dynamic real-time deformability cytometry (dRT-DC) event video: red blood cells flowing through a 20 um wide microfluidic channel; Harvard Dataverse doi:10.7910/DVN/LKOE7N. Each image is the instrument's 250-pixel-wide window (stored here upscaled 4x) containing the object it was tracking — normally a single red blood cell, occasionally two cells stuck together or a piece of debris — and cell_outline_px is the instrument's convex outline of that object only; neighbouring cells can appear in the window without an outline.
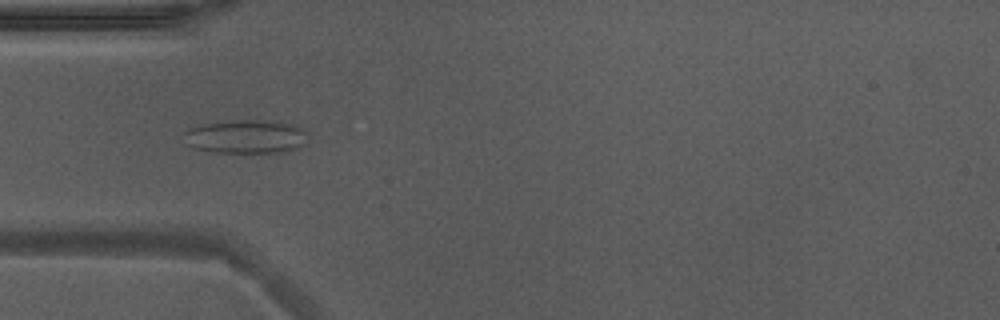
{"species": "Egyptian fruit bat (a non-hibernating species)", "species_latin": "Rousettus aegyptiacus", "temperature_condition": "warm", "stored_images_in_passage": 51, "camera_frame_rate_fps": 3000, "um_per_image_px": 0.085, "animal": {"sex": "male"}, "frame": {"image": 1, "passage_image": 15, "time_ms": 4.667, "image_size_px": [1000, 320], "cell_outline_px": [[308, 132], [304, 144], [300, 148], [288, 152], [216, 152], [196, 148], [188, 144], [184, 132], [192, 128], [204, 124], [236, 120], [264, 120], [288, 124], [304, 128]], "centroid_in_image_um": [20.99, 11.62], "position_along_channel_um": 64.0, "area_um2": 23.99}, "authors_computed_cell_mechanics": {"area_um2": 20.519, "velocity_mm_per_s": 3.91, "shape_relaxation_time_tau1_ms": null, "shape_relaxation_time_tau2_ms": 1.3096, "deformation_change_tau1": null, "deformation_change_tau2": 0.0737}}